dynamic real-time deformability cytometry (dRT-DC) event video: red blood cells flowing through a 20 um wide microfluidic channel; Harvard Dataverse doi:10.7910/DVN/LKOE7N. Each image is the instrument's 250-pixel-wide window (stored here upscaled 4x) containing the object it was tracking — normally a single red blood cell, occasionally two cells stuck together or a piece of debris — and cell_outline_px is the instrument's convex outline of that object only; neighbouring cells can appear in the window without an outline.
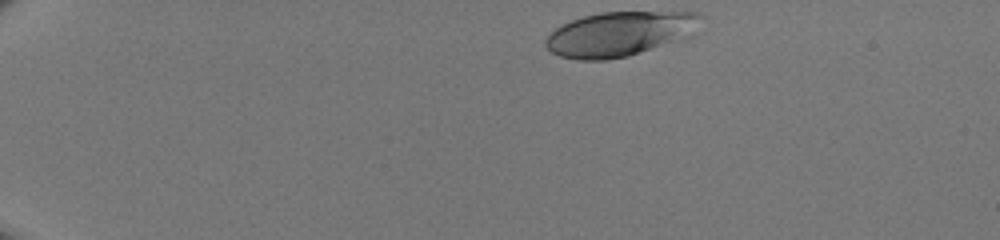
{"species": "human", "species_latin": "Homo sapiens", "temperature_condition": "room temperature", "stored_images_in_passage": 40, "camera_frame_rate_fps": 3000, "um_per_image_px": 0.085, "donor": {"sex": "male"}, "frame": {"image": 1, "passage_image": 1, "time_ms": 0.0, "image_size_px": [1000, 240], "cell_outline_px": [[708, 16], [696, 36], [684, 40], [628, 56], [608, 60], [580, 60], [560, 56], [552, 52], [544, 44], [544, 40], [556, 28], [572, 20], [584, 16], [600, 12], [700, 12]], "centroid_in_image_um": [52.86, 2.87], "position_along_channel_um": 32.1, "area_um2": 41.38}}
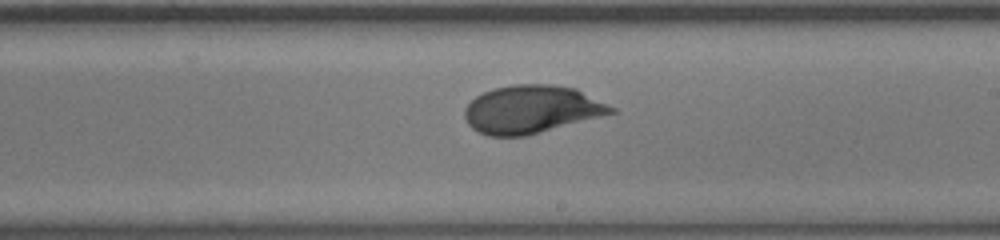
{"frame": {"image": 2, "passage_image": 23, "time_ms": 7.333, "image_size_px": [1000, 240], "cell_outline_px": [[616, 112], [528, 136], [488, 136], [472, 128], [468, 124], [464, 116], [464, 108], [476, 96], [492, 88], [512, 84], [552, 84], [576, 88], [616, 108]], "centroid_in_image_um": [45.17, 9.29], "position_along_channel_um": 243.8, "area_um2": 41.1}}
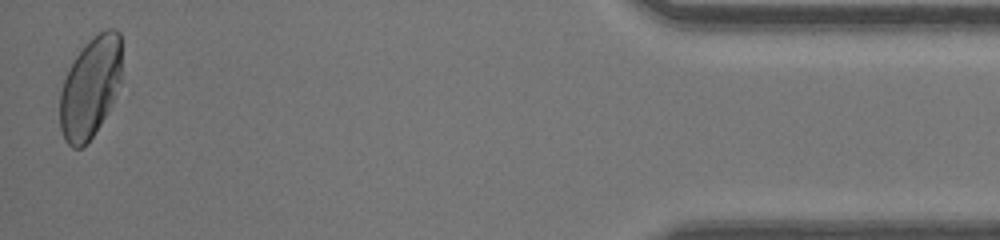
{"frame": {"image": 3, "passage_image": 40, "time_ms": 13.0, "image_size_px": [1000, 240], "cell_outline_px": [[120, 84], [100, 124], [88, 144], [80, 148], [72, 148], [64, 140], [60, 128], [60, 92], [64, 80], [76, 56], [88, 40], [100, 32], [108, 28], [116, 28], [120, 32]], "centroid_in_image_um": [7.66, 7.45], "position_along_channel_um": 427.5, "area_um2": 35.95}}